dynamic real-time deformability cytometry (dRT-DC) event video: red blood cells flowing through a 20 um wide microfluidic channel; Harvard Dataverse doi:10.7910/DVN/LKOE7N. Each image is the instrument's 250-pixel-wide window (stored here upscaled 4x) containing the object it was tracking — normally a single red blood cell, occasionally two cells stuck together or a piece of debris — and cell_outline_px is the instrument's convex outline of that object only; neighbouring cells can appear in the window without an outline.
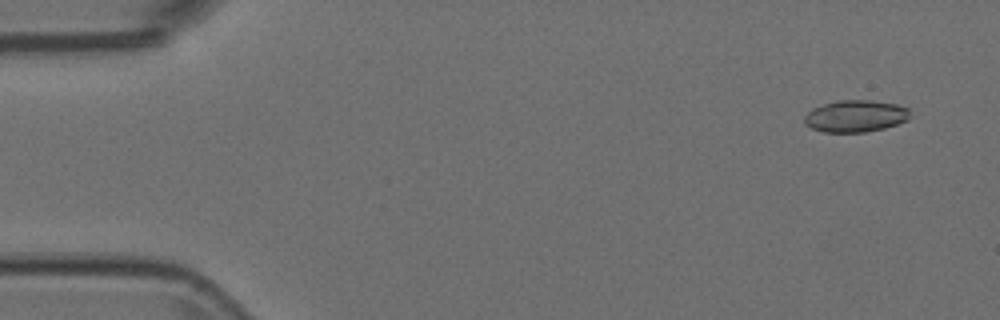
{"species": "Egyptian fruit bat (a non-hibernating species)", "species_latin": "Rousettus aegyptiacus", "temperature_condition": "room temperature", "stored_images_in_passage": 52, "camera_frame_rate_fps": 3000, "um_per_image_px": 0.085, "animal": {"sex": "female"}, "frame": {"image": 1, "passage_image": 4, "time_ms": 1.0, "image_size_px": [1000, 320], "cell_outline_px": [[908, 120], [884, 128], [864, 132], [824, 132], [812, 128], [804, 124], [804, 116], [812, 108], [836, 100], [872, 100], [896, 104], [908, 108]], "centroid_in_image_um": [72.68, 9.86], "position_along_channel_um": 12.3, "area_um2": 19.59}}
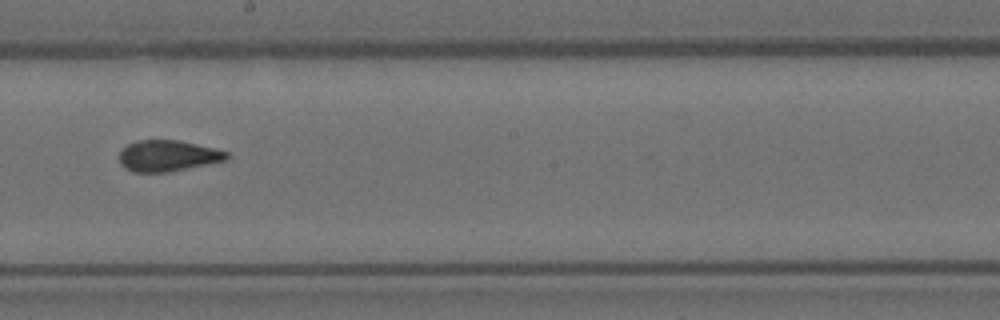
{"frame": {"image": 2, "passage_image": 31, "time_ms": 10.0, "image_size_px": [1000, 320], "cell_outline_px": [[232, 156], [224, 160], [168, 172], [132, 172], [124, 168], [120, 164], [120, 152], [128, 144], [136, 140], [180, 140], [228, 152]], "centroid_in_image_um": [14.23, 13.24], "position_along_channel_um": 234.0, "area_um2": 19.31}}
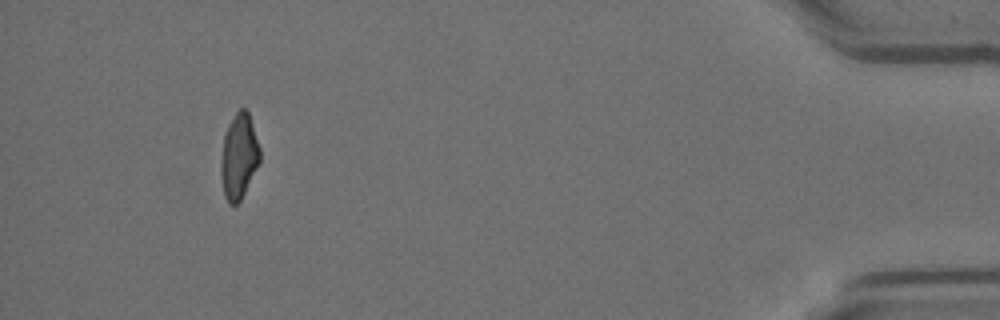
{"frame": {"image": 3, "passage_image": 51, "time_ms": 16.667, "image_size_px": [1000, 320], "cell_outline_px": [[260, 160], [240, 200], [236, 204], [228, 204], [224, 196], [220, 172], [220, 160], [224, 132], [228, 124], [236, 112], [240, 108], [244, 108], [248, 112], [260, 148]], "centroid_in_image_um": [20.27, 13.28], "position_along_channel_um": 414.9, "area_um2": 19.25}}